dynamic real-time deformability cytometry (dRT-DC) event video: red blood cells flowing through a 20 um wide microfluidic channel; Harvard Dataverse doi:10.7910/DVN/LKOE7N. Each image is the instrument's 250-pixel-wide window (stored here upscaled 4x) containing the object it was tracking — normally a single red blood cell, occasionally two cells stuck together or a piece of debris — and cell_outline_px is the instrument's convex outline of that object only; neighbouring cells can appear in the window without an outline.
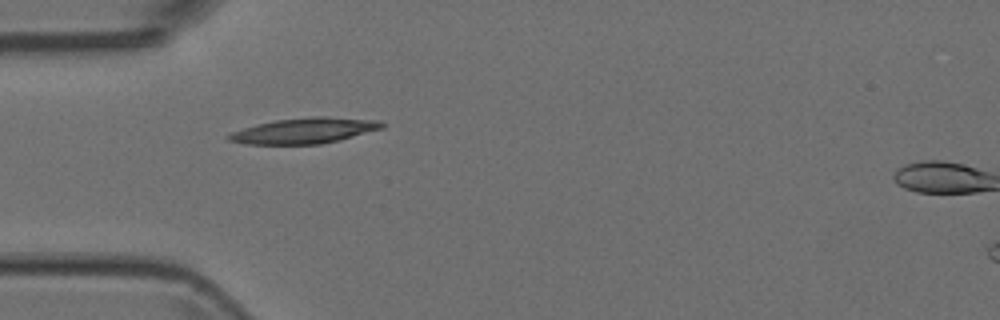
{"species": "Egyptian fruit bat (a non-hibernating species)", "species_latin": "Rousettus aegyptiacus", "temperature_condition": "room temperature", "stored_images_in_passage": 7, "camera_frame_rate_fps": 3000, "um_per_image_px": 0.085, "animal": {"sex": "female"}, "frame": {"image": 1, "passage_image": 6, "time_ms": 1.667, "image_size_px": [1000, 320], "cell_outline_px": [[384, 128], [320, 144], [244, 144], [228, 140], [228, 136], [232, 132], [244, 128], [276, 120], [316, 116], [324, 116], [380, 120], [384, 124]], "centroid_in_image_um": [25.9, 11.1], "position_along_channel_um": 59.1, "area_um2": 22.48}}